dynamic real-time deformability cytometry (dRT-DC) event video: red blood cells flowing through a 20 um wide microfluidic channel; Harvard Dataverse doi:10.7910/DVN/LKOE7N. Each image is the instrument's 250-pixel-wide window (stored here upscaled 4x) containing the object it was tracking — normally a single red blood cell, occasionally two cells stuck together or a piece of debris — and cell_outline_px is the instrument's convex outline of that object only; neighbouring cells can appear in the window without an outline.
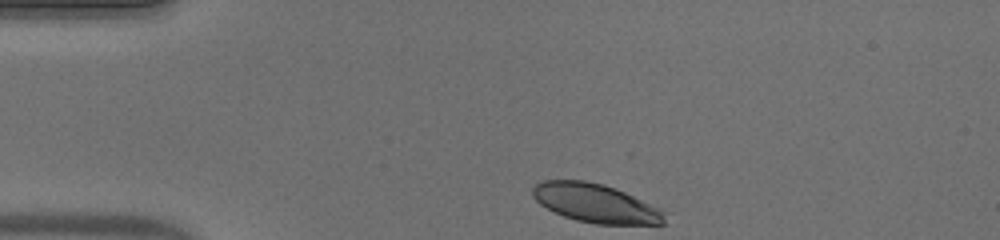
{"species": "human", "species_latin": "Homo sapiens", "temperature_condition": "warm", "stored_images_in_passage": 36, "camera_frame_rate_fps": 3000, "um_per_image_px": 0.085, "donor": {"sex": "male"}, "frame": {"image": 1, "passage_image": 1, "time_ms": 0.0, "image_size_px": [1000, 240], "cell_outline_px": [[668, 224], [596, 224], [576, 220], [564, 216], [540, 204], [532, 196], [532, 188], [540, 180], [584, 180], [604, 184], [624, 192], [660, 208], [664, 212]], "centroid_in_image_um": [50.63, 17.27], "position_along_channel_um": 34.4, "area_um2": 29.77}}
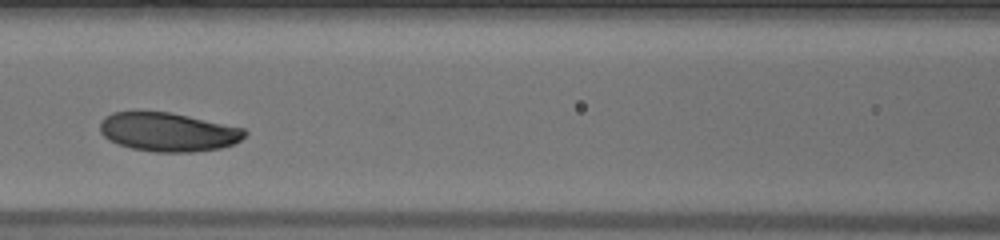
{"frame": {"image": 2, "passage_image": 14, "time_ms": 4.333, "image_size_px": [1000, 240], "cell_outline_px": [[248, 132], [240, 140], [232, 144], [220, 148], [192, 152], [152, 152], [132, 148], [108, 140], [100, 132], [100, 120], [112, 112], [168, 112], [188, 116], [244, 128]], "centroid_in_image_um": [14.27, 11.22], "position_along_channel_um": 152.3, "area_um2": 32.54}}
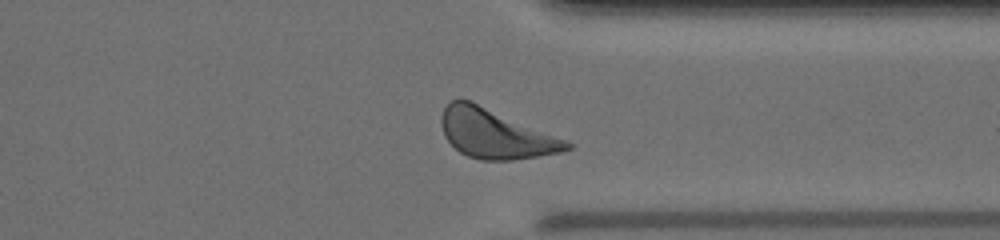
{"frame": {"image": 3, "passage_image": 31, "time_ms": 10.0, "image_size_px": [1000, 240], "cell_outline_px": [[572, 148], [560, 152], [536, 156], [508, 160], [480, 160], [468, 156], [460, 152], [444, 136], [440, 124], [440, 120], [444, 108], [452, 100], [460, 96], [472, 100], [564, 140], [572, 144]], "centroid_in_image_um": [42.02, 11.34], "position_along_channel_um": 369.4, "area_um2": 35.6}, "authors_computed_cell_mechanics": {"area_um2": 33.2061, "velocity_mm_per_s": 3.8484, "shape_relaxation_time_tau1_ms": 3.0335, "shape_relaxation_time_tau2_ms": null, "deformation_change_tau1": 0.1194, "deformation_change_tau2": null}}